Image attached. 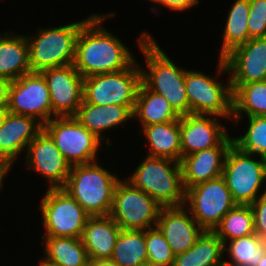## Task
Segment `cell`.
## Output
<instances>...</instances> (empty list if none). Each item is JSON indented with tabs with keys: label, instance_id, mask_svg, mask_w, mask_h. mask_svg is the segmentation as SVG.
<instances>
[{
	"label": "cell",
	"instance_id": "cell-14",
	"mask_svg": "<svg viewBox=\"0 0 266 266\" xmlns=\"http://www.w3.org/2000/svg\"><path fill=\"white\" fill-rule=\"evenodd\" d=\"M25 154V167L44 177L48 188L66 184L71 166L44 129L29 143Z\"/></svg>",
	"mask_w": 266,
	"mask_h": 266
},
{
	"label": "cell",
	"instance_id": "cell-22",
	"mask_svg": "<svg viewBox=\"0 0 266 266\" xmlns=\"http://www.w3.org/2000/svg\"><path fill=\"white\" fill-rule=\"evenodd\" d=\"M120 231L110 215L90 216L81 236L89 259H110Z\"/></svg>",
	"mask_w": 266,
	"mask_h": 266
},
{
	"label": "cell",
	"instance_id": "cell-16",
	"mask_svg": "<svg viewBox=\"0 0 266 266\" xmlns=\"http://www.w3.org/2000/svg\"><path fill=\"white\" fill-rule=\"evenodd\" d=\"M232 92L240 85L266 80V37L251 38L224 58Z\"/></svg>",
	"mask_w": 266,
	"mask_h": 266
},
{
	"label": "cell",
	"instance_id": "cell-21",
	"mask_svg": "<svg viewBox=\"0 0 266 266\" xmlns=\"http://www.w3.org/2000/svg\"><path fill=\"white\" fill-rule=\"evenodd\" d=\"M42 130L43 125L35 118L8 112L0 127V159L15 165L19 156L25 155L29 143Z\"/></svg>",
	"mask_w": 266,
	"mask_h": 266
},
{
	"label": "cell",
	"instance_id": "cell-37",
	"mask_svg": "<svg viewBox=\"0 0 266 266\" xmlns=\"http://www.w3.org/2000/svg\"><path fill=\"white\" fill-rule=\"evenodd\" d=\"M200 0H157L156 3L154 5L153 8L151 6V9L153 12H156L157 10L159 11V8L162 6H164L165 8L167 7V9L171 10V11H176V12H185L186 10H189V8H192L194 6H196L197 4H199ZM157 5L159 6V8L157 7Z\"/></svg>",
	"mask_w": 266,
	"mask_h": 266
},
{
	"label": "cell",
	"instance_id": "cell-2",
	"mask_svg": "<svg viewBox=\"0 0 266 266\" xmlns=\"http://www.w3.org/2000/svg\"><path fill=\"white\" fill-rule=\"evenodd\" d=\"M151 33L142 31L137 39L139 51L143 54L146 67L140 68L142 82L151 90L163 96L180 115L189 114V102L185 89L186 69L174 63L172 57L163 51Z\"/></svg>",
	"mask_w": 266,
	"mask_h": 266
},
{
	"label": "cell",
	"instance_id": "cell-35",
	"mask_svg": "<svg viewBox=\"0 0 266 266\" xmlns=\"http://www.w3.org/2000/svg\"><path fill=\"white\" fill-rule=\"evenodd\" d=\"M249 38L266 37V0H249Z\"/></svg>",
	"mask_w": 266,
	"mask_h": 266
},
{
	"label": "cell",
	"instance_id": "cell-36",
	"mask_svg": "<svg viewBox=\"0 0 266 266\" xmlns=\"http://www.w3.org/2000/svg\"><path fill=\"white\" fill-rule=\"evenodd\" d=\"M250 207L253 212L255 233L266 237V193L258 197Z\"/></svg>",
	"mask_w": 266,
	"mask_h": 266
},
{
	"label": "cell",
	"instance_id": "cell-29",
	"mask_svg": "<svg viewBox=\"0 0 266 266\" xmlns=\"http://www.w3.org/2000/svg\"><path fill=\"white\" fill-rule=\"evenodd\" d=\"M244 116H266V80L242 84L233 92L232 121L237 126Z\"/></svg>",
	"mask_w": 266,
	"mask_h": 266
},
{
	"label": "cell",
	"instance_id": "cell-11",
	"mask_svg": "<svg viewBox=\"0 0 266 266\" xmlns=\"http://www.w3.org/2000/svg\"><path fill=\"white\" fill-rule=\"evenodd\" d=\"M160 209L151 196L121 178L114 190L109 215L121 230H146L157 226Z\"/></svg>",
	"mask_w": 266,
	"mask_h": 266
},
{
	"label": "cell",
	"instance_id": "cell-32",
	"mask_svg": "<svg viewBox=\"0 0 266 266\" xmlns=\"http://www.w3.org/2000/svg\"><path fill=\"white\" fill-rule=\"evenodd\" d=\"M213 232L223 244L255 233L253 212L250 205L236 204L221 219Z\"/></svg>",
	"mask_w": 266,
	"mask_h": 266
},
{
	"label": "cell",
	"instance_id": "cell-28",
	"mask_svg": "<svg viewBox=\"0 0 266 266\" xmlns=\"http://www.w3.org/2000/svg\"><path fill=\"white\" fill-rule=\"evenodd\" d=\"M249 11V0H235V2H232L226 16L227 20L225 19L219 58H224L233 49L250 40L247 26Z\"/></svg>",
	"mask_w": 266,
	"mask_h": 266
},
{
	"label": "cell",
	"instance_id": "cell-5",
	"mask_svg": "<svg viewBox=\"0 0 266 266\" xmlns=\"http://www.w3.org/2000/svg\"><path fill=\"white\" fill-rule=\"evenodd\" d=\"M216 67V77L198 70H186L185 89L189 102V113L211 114L232 121L233 92L230 77L225 80L227 83L217 79L222 76L221 74L229 75L223 58L218 57Z\"/></svg>",
	"mask_w": 266,
	"mask_h": 266
},
{
	"label": "cell",
	"instance_id": "cell-31",
	"mask_svg": "<svg viewBox=\"0 0 266 266\" xmlns=\"http://www.w3.org/2000/svg\"><path fill=\"white\" fill-rule=\"evenodd\" d=\"M265 253L263 239L254 233L227 241L224 244V255H227L224 263L230 266H257Z\"/></svg>",
	"mask_w": 266,
	"mask_h": 266
},
{
	"label": "cell",
	"instance_id": "cell-17",
	"mask_svg": "<svg viewBox=\"0 0 266 266\" xmlns=\"http://www.w3.org/2000/svg\"><path fill=\"white\" fill-rule=\"evenodd\" d=\"M220 118L211 114L193 113L180 117L182 157L218 146L230 134Z\"/></svg>",
	"mask_w": 266,
	"mask_h": 266
},
{
	"label": "cell",
	"instance_id": "cell-41",
	"mask_svg": "<svg viewBox=\"0 0 266 266\" xmlns=\"http://www.w3.org/2000/svg\"><path fill=\"white\" fill-rule=\"evenodd\" d=\"M8 112H9L8 107H1L0 108V127L3 125V122H4Z\"/></svg>",
	"mask_w": 266,
	"mask_h": 266
},
{
	"label": "cell",
	"instance_id": "cell-38",
	"mask_svg": "<svg viewBox=\"0 0 266 266\" xmlns=\"http://www.w3.org/2000/svg\"><path fill=\"white\" fill-rule=\"evenodd\" d=\"M12 81L0 77V108L8 107L9 104V89Z\"/></svg>",
	"mask_w": 266,
	"mask_h": 266
},
{
	"label": "cell",
	"instance_id": "cell-8",
	"mask_svg": "<svg viewBox=\"0 0 266 266\" xmlns=\"http://www.w3.org/2000/svg\"><path fill=\"white\" fill-rule=\"evenodd\" d=\"M41 236L81 238L90 215L62 187L48 188L41 198Z\"/></svg>",
	"mask_w": 266,
	"mask_h": 266
},
{
	"label": "cell",
	"instance_id": "cell-40",
	"mask_svg": "<svg viewBox=\"0 0 266 266\" xmlns=\"http://www.w3.org/2000/svg\"><path fill=\"white\" fill-rule=\"evenodd\" d=\"M88 266H118L111 259L90 260Z\"/></svg>",
	"mask_w": 266,
	"mask_h": 266
},
{
	"label": "cell",
	"instance_id": "cell-13",
	"mask_svg": "<svg viewBox=\"0 0 266 266\" xmlns=\"http://www.w3.org/2000/svg\"><path fill=\"white\" fill-rule=\"evenodd\" d=\"M8 110L33 117L42 125L57 117L52 111L47 83L40 72H31L12 81Z\"/></svg>",
	"mask_w": 266,
	"mask_h": 266
},
{
	"label": "cell",
	"instance_id": "cell-44",
	"mask_svg": "<svg viewBox=\"0 0 266 266\" xmlns=\"http://www.w3.org/2000/svg\"><path fill=\"white\" fill-rule=\"evenodd\" d=\"M263 244H264L265 249H266V237L263 238Z\"/></svg>",
	"mask_w": 266,
	"mask_h": 266
},
{
	"label": "cell",
	"instance_id": "cell-34",
	"mask_svg": "<svg viewBox=\"0 0 266 266\" xmlns=\"http://www.w3.org/2000/svg\"><path fill=\"white\" fill-rule=\"evenodd\" d=\"M148 263L157 266H172L174 254L164 234L156 226L145 230Z\"/></svg>",
	"mask_w": 266,
	"mask_h": 266
},
{
	"label": "cell",
	"instance_id": "cell-45",
	"mask_svg": "<svg viewBox=\"0 0 266 266\" xmlns=\"http://www.w3.org/2000/svg\"><path fill=\"white\" fill-rule=\"evenodd\" d=\"M142 266H157V265H152V264L146 263V264H143Z\"/></svg>",
	"mask_w": 266,
	"mask_h": 266
},
{
	"label": "cell",
	"instance_id": "cell-47",
	"mask_svg": "<svg viewBox=\"0 0 266 266\" xmlns=\"http://www.w3.org/2000/svg\"><path fill=\"white\" fill-rule=\"evenodd\" d=\"M220 266H230V265H227V264L223 263V264H222V265H220Z\"/></svg>",
	"mask_w": 266,
	"mask_h": 266
},
{
	"label": "cell",
	"instance_id": "cell-30",
	"mask_svg": "<svg viewBox=\"0 0 266 266\" xmlns=\"http://www.w3.org/2000/svg\"><path fill=\"white\" fill-rule=\"evenodd\" d=\"M110 259L118 266H142L148 263L145 230H121Z\"/></svg>",
	"mask_w": 266,
	"mask_h": 266
},
{
	"label": "cell",
	"instance_id": "cell-23",
	"mask_svg": "<svg viewBox=\"0 0 266 266\" xmlns=\"http://www.w3.org/2000/svg\"><path fill=\"white\" fill-rule=\"evenodd\" d=\"M26 35L11 31L0 33V77L14 81L31 73Z\"/></svg>",
	"mask_w": 266,
	"mask_h": 266
},
{
	"label": "cell",
	"instance_id": "cell-7",
	"mask_svg": "<svg viewBox=\"0 0 266 266\" xmlns=\"http://www.w3.org/2000/svg\"><path fill=\"white\" fill-rule=\"evenodd\" d=\"M222 177L233 201L240 205H250L266 193V188L260 191L266 181V159L243 152L232 144L225 158Z\"/></svg>",
	"mask_w": 266,
	"mask_h": 266
},
{
	"label": "cell",
	"instance_id": "cell-6",
	"mask_svg": "<svg viewBox=\"0 0 266 266\" xmlns=\"http://www.w3.org/2000/svg\"><path fill=\"white\" fill-rule=\"evenodd\" d=\"M92 15L66 25L48 28L40 26L37 28L36 35H26L29 44L31 71L41 72L46 69L73 64L78 33Z\"/></svg>",
	"mask_w": 266,
	"mask_h": 266
},
{
	"label": "cell",
	"instance_id": "cell-33",
	"mask_svg": "<svg viewBox=\"0 0 266 266\" xmlns=\"http://www.w3.org/2000/svg\"><path fill=\"white\" fill-rule=\"evenodd\" d=\"M246 132L233 137V144L246 153L266 159V116L246 117Z\"/></svg>",
	"mask_w": 266,
	"mask_h": 266
},
{
	"label": "cell",
	"instance_id": "cell-9",
	"mask_svg": "<svg viewBox=\"0 0 266 266\" xmlns=\"http://www.w3.org/2000/svg\"><path fill=\"white\" fill-rule=\"evenodd\" d=\"M142 83L136 59L127 69L84 78L83 100L95 105H135Z\"/></svg>",
	"mask_w": 266,
	"mask_h": 266
},
{
	"label": "cell",
	"instance_id": "cell-1",
	"mask_svg": "<svg viewBox=\"0 0 266 266\" xmlns=\"http://www.w3.org/2000/svg\"><path fill=\"white\" fill-rule=\"evenodd\" d=\"M114 16L115 12L93 13L81 27L73 65L83 78L125 70L136 60L126 43L103 26L105 20Z\"/></svg>",
	"mask_w": 266,
	"mask_h": 266
},
{
	"label": "cell",
	"instance_id": "cell-46",
	"mask_svg": "<svg viewBox=\"0 0 266 266\" xmlns=\"http://www.w3.org/2000/svg\"><path fill=\"white\" fill-rule=\"evenodd\" d=\"M151 3L155 4L157 0H149Z\"/></svg>",
	"mask_w": 266,
	"mask_h": 266
},
{
	"label": "cell",
	"instance_id": "cell-24",
	"mask_svg": "<svg viewBox=\"0 0 266 266\" xmlns=\"http://www.w3.org/2000/svg\"><path fill=\"white\" fill-rule=\"evenodd\" d=\"M141 132L149 147L148 155L181 161L180 119L144 126L138 135Z\"/></svg>",
	"mask_w": 266,
	"mask_h": 266
},
{
	"label": "cell",
	"instance_id": "cell-18",
	"mask_svg": "<svg viewBox=\"0 0 266 266\" xmlns=\"http://www.w3.org/2000/svg\"><path fill=\"white\" fill-rule=\"evenodd\" d=\"M232 144L233 137L229 134L218 146L182 157L180 166L185 191L222 176L225 158Z\"/></svg>",
	"mask_w": 266,
	"mask_h": 266
},
{
	"label": "cell",
	"instance_id": "cell-39",
	"mask_svg": "<svg viewBox=\"0 0 266 266\" xmlns=\"http://www.w3.org/2000/svg\"><path fill=\"white\" fill-rule=\"evenodd\" d=\"M12 167L13 163L4 159H0V190L3 189V180H5V177H7V174H10Z\"/></svg>",
	"mask_w": 266,
	"mask_h": 266
},
{
	"label": "cell",
	"instance_id": "cell-25",
	"mask_svg": "<svg viewBox=\"0 0 266 266\" xmlns=\"http://www.w3.org/2000/svg\"><path fill=\"white\" fill-rule=\"evenodd\" d=\"M180 117L163 96L151 91L143 82L140 84L133 110V121L140 122L141 128L152 124L171 122Z\"/></svg>",
	"mask_w": 266,
	"mask_h": 266
},
{
	"label": "cell",
	"instance_id": "cell-3",
	"mask_svg": "<svg viewBox=\"0 0 266 266\" xmlns=\"http://www.w3.org/2000/svg\"><path fill=\"white\" fill-rule=\"evenodd\" d=\"M125 178L135 188L151 196L161 207H177L185 203L180 162L148 155Z\"/></svg>",
	"mask_w": 266,
	"mask_h": 266
},
{
	"label": "cell",
	"instance_id": "cell-26",
	"mask_svg": "<svg viewBox=\"0 0 266 266\" xmlns=\"http://www.w3.org/2000/svg\"><path fill=\"white\" fill-rule=\"evenodd\" d=\"M224 256L221 239L213 231L204 230L189 250L174 256L172 266H220Z\"/></svg>",
	"mask_w": 266,
	"mask_h": 266
},
{
	"label": "cell",
	"instance_id": "cell-27",
	"mask_svg": "<svg viewBox=\"0 0 266 266\" xmlns=\"http://www.w3.org/2000/svg\"><path fill=\"white\" fill-rule=\"evenodd\" d=\"M43 259L56 266H88L89 257L81 238L40 236Z\"/></svg>",
	"mask_w": 266,
	"mask_h": 266
},
{
	"label": "cell",
	"instance_id": "cell-15",
	"mask_svg": "<svg viewBox=\"0 0 266 266\" xmlns=\"http://www.w3.org/2000/svg\"><path fill=\"white\" fill-rule=\"evenodd\" d=\"M49 89L52 111L57 117L74 116L83 102L84 78L73 64L40 72Z\"/></svg>",
	"mask_w": 266,
	"mask_h": 266
},
{
	"label": "cell",
	"instance_id": "cell-43",
	"mask_svg": "<svg viewBox=\"0 0 266 266\" xmlns=\"http://www.w3.org/2000/svg\"><path fill=\"white\" fill-rule=\"evenodd\" d=\"M257 266H266V253L262 256Z\"/></svg>",
	"mask_w": 266,
	"mask_h": 266
},
{
	"label": "cell",
	"instance_id": "cell-20",
	"mask_svg": "<svg viewBox=\"0 0 266 266\" xmlns=\"http://www.w3.org/2000/svg\"><path fill=\"white\" fill-rule=\"evenodd\" d=\"M135 105H95L83 100L74 117L90 132L102 140L106 147L112 146L110 136L103 135L117 126H125L133 120Z\"/></svg>",
	"mask_w": 266,
	"mask_h": 266
},
{
	"label": "cell",
	"instance_id": "cell-10",
	"mask_svg": "<svg viewBox=\"0 0 266 266\" xmlns=\"http://www.w3.org/2000/svg\"><path fill=\"white\" fill-rule=\"evenodd\" d=\"M43 129L55 141L56 147L70 166L99 160L98 152L104 142L74 116L53 117L43 125Z\"/></svg>",
	"mask_w": 266,
	"mask_h": 266
},
{
	"label": "cell",
	"instance_id": "cell-42",
	"mask_svg": "<svg viewBox=\"0 0 266 266\" xmlns=\"http://www.w3.org/2000/svg\"><path fill=\"white\" fill-rule=\"evenodd\" d=\"M38 266H56V265H53V264L47 262L46 260H44L43 258H41L39 263H38Z\"/></svg>",
	"mask_w": 266,
	"mask_h": 266
},
{
	"label": "cell",
	"instance_id": "cell-19",
	"mask_svg": "<svg viewBox=\"0 0 266 266\" xmlns=\"http://www.w3.org/2000/svg\"><path fill=\"white\" fill-rule=\"evenodd\" d=\"M157 227L164 234L174 255L189 250L204 231L184 205L161 207Z\"/></svg>",
	"mask_w": 266,
	"mask_h": 266
},
{
	"label": "cell",
	"instance_id": "cell-12",
	"mask_svg": "<svg viewBox=\"0 0 266 266\" xmlns=\"http://www.w3.org/2000/svg\"><path fill=\"white\" fill-rule=\"evenodd\" d=\"M235 205L222 176L199 183L185 192L184 206L204 230L213 231Z\"/></svg>",
	"mask_w": 266,
	"mask_h": 266
},
{
	"label": "cell",
	"instance_id": "cell-4",
	"mask_svg": "<svg viewBox=\"0 0 266 266\" xmlns=\"http://www.w3.org/2000/svg\"><path fill=\"white\" fill-rule=\"evenodd\" d=\"M98 161L71 166L66 184L62 187L90 216L110 214L114 190L121 180L117 172L112 174Z\"/></svg>",
	"mask_w": 266,
	"mask_h": 266
}]
</instances>
